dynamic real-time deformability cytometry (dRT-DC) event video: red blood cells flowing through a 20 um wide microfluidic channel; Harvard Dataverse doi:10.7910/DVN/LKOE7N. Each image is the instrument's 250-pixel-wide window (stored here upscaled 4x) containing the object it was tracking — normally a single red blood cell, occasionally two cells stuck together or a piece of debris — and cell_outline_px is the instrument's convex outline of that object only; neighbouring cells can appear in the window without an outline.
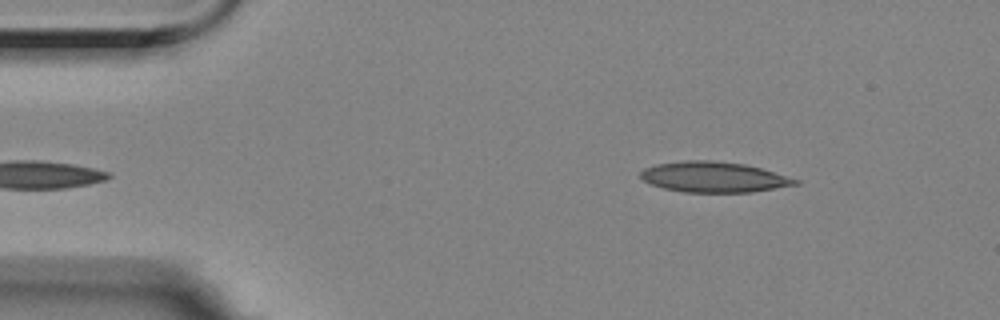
{"species": "Egyptian fruit bat (a non-hibernating species)", "species_latin": "Rousettus aegyptiacus", "temperature_condition": "room temperature", "stored_images_in_passage": 49, "camera_frame_rate_fps": 3000, "um_per_image_px": 0.085, "animal": {"sex": "female"}, "frame": {"image": 1, "passage_image": 1, "time_ms": 0.0, "image_size_px": [1000, 320], "cell_outline_px": [[800, 184], [752, 192], [684, 192], [664, 188], [652, 184], [644, 180], [640, 176], [640, 172], [644, 168], [656, 164], [684, 160], [712, 160], [744, 164], [760, 168], [800, 180]], "centroid_in_image_um": [60.67, 15.04], "position_along_channel_um": 24.3, "area_um2": 27.4}}
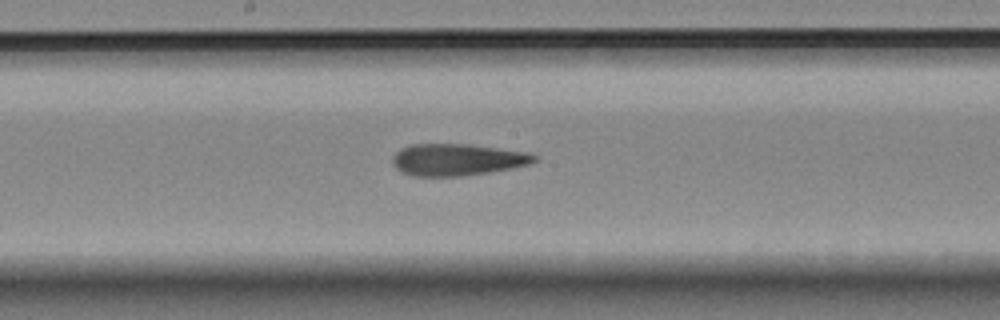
{"frame": {"image": 2, "passage_image": 22, "time_ms": 7.0, "image_size_px": [1000, 320], "cell_outline_px": [[540, 156], [536, 160], [528, 164], [512, 168], [488, 172], [460, 176], [412, 176], [400, 172], [392, 164], [392, 156], [400, 148], [412, 144], [472, 144], [532, 152]], "centroid_in_image_um": [38.88, 13.56], "position_along_channel_um": 209.3, "area_um2": 26.7}}
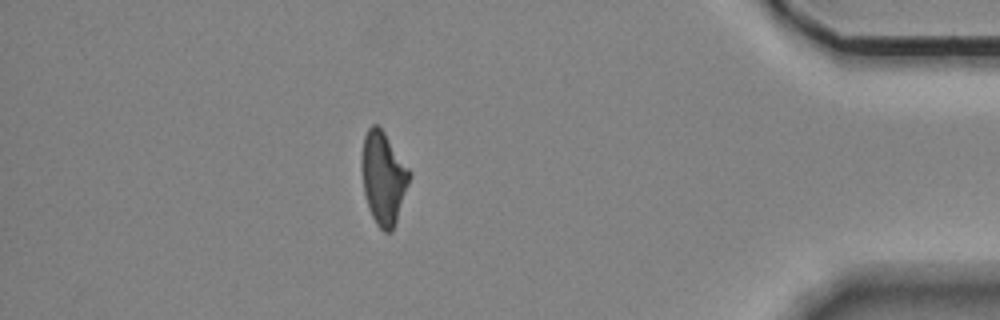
{"frame": {"image": 3, "passage_image": 42, "time_ms": 13.667, "image_size_px": [1000, 320], "cell_outline_px": [[412, 176], [392, 232], [384, 232], [376, 224], [368, 208], [364, 192], [360, 168], [360, 160], [364, 136], [368, 128], [372, 124], [376, 124], [384, 132], [412, 172]], "centroid_in_image_um": [32.58, 15.11], "position_along_channel_um": 402.6, "area_um2": 26.07}, "authors_computed_cell_mechanics": {"area_um2": 26.5302, "velocity_mm_per_s": 3.5382, "shape_relaxation_time_tau1_ms": null, "shape_relaxation_time_tau2_ms": 3.4122, "deformation_change_tau1": null, "deformation_change_tau2": 0.1421}}